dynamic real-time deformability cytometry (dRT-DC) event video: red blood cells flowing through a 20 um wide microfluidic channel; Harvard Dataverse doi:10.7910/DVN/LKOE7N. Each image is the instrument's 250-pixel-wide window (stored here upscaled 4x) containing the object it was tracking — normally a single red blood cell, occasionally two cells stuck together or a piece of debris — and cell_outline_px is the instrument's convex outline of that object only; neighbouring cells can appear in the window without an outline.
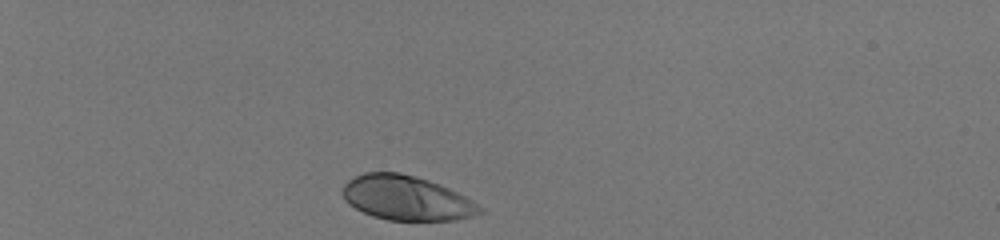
{"species": "human", "species_latin": "Homo sapiens", "temperature_condition": "room temperature", "stored_images_in_passage": 34, "camera_frame_rate_fps": 3000, "um_per_image_px": 0.085, "donor": {"sex": "male"}, "frame": {"image": 1, "passage_image": 1, "time_ms": 0.0, "image_size_px": [1000, 240], "cell_outline_px": [[484, 212], [472, 216], [456, 220], [388, 220], [372, 216], [348, 204], [344, 200], [340, 192], [340, 188], [348, 180], [364, 172], [400, 172], [428, 180], [448, 188], [472, 200], [484, 208]], "centroid_in_image_um": [34.52, 16.83], "position_along_channel_um": 50.5, "area_um2": 35.72}}
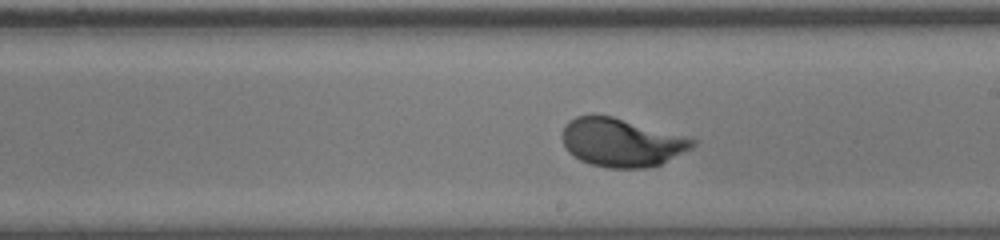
{"frame": {"image": 2, "passage_image": 20, "time_ms": 6.333, "image_size_px": [1000, 240], "cell_outline_px": [[696, 144], [692, 148], [660, 164], [648, 168], [608, 168], [592, 164], [580, 160], [568, 152], [564, 144], [564, 124], [568, 120], [576, 116], [612, 116], [684, 136], [696, 140]], "centroid_in_image_um": [52.83, 12.12], "position_along_channel_um": 236.2, "area_um2": 36.24}}
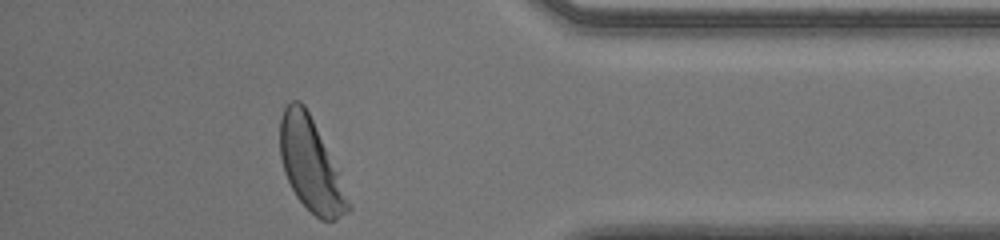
{"frame": {"image": 3, "passage_image": 34, "time_ms": 11.0, "image_size_px": [1000, 240], "cell_outline_px": [[352, 208], [348, 212], [336, 220], [320, 220], [296, 196], [284, 172], [280, 156], [280, 120], [284, 108], [292, 100], [300, 100], [304, 104], [312, 120], [352, 204]], "centroid_in_image_um": [26.39, 14.04], "position_along_channel_um": 408.8, "area_um2": 35.66}, "authors_computed_cell_mechanics": {"area_um2": 36.1539, "velocity_mm_per_s": 4.0107, "shape_relaxation_time_tau1_ms": 2.1788, "shape_relaxation_time_tau2_ms": null, "deformation_change_tau1": 0.1767, "deformation_change_tau2": null}}